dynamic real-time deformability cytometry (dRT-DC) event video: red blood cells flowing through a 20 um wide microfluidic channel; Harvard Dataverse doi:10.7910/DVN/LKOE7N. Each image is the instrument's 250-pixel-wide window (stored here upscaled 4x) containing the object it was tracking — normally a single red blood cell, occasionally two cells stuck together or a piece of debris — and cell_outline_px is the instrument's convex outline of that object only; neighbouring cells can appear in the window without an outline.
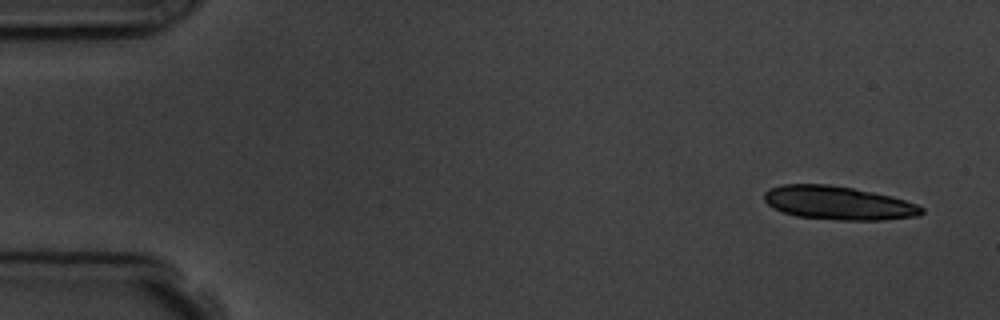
{"species": "common noctule bat (a hibernating species)", "species_latin": "Nyctalus noctula", "temperature_condition": "room temperature", "stored_images_in_passage": 6, "camera_frame_rate_fps": 3000, "um_per_image_px": 0.085, "animal": {"sex": "male", "body_mass_g": 19.5, "forearm_length_mm": 54.6}, "frame": {"image": 1, "passage_image": 1, "time_ms": 0.0, "image_size_px": [1000, 320], "cell_outline_px": [[924, 212], [920, 216], [884, 220], [836, 220], [796, 216], [772, 208], [764, 200], [764, 192], [768, 188], [784, 184], [828, 184], [852, 188], [892, 196], [916, 204], [924, 208]], "centroid_in_image_um": [71.25, 17.26], "position_along_channel_um": 13.8, "area_um2": 30.92}}
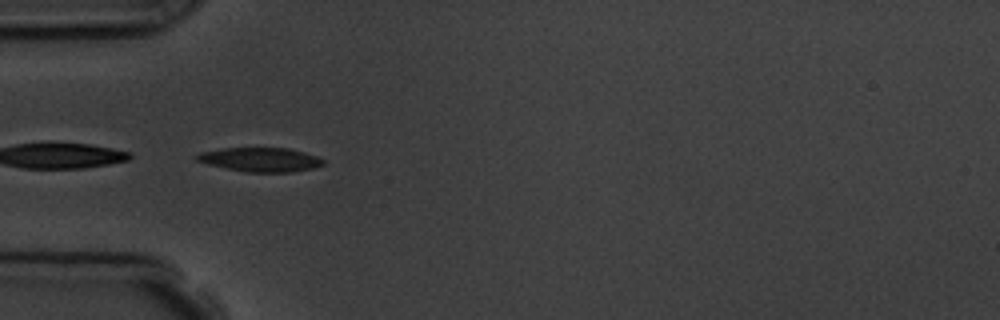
{"frame": {"image": 2, "passage_image": 5, "time_ms": 4.667, "image_size_px": [1000, 320], "cell_outline_px": [[324, 164], [312, 168], [292, 172], [244, 172], [208, 164], [196, 160], [192, 156], [200, 152], [220, 148], [288, 148], [304, 152], [316, 156], [324, 160]], "centroid_in_image_um": [22.09, 13.56], "position_along_channel_um": 62.9, "area_um2": 17.8}}